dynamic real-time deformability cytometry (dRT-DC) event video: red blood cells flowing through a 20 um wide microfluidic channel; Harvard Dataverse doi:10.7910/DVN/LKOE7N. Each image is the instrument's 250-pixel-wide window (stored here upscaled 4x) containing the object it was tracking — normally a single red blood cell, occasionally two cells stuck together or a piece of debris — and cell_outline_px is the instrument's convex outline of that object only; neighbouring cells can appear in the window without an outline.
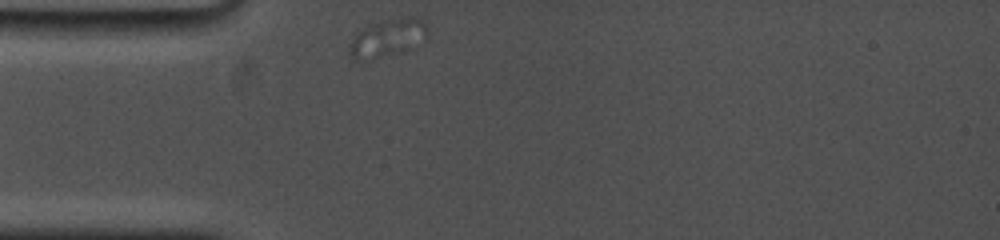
{"species": "common noctule bat (a hibernating species)", "species_latin": "Nyctalus noctula", "temperature_condition": "cold", "stored_images_in_passage": 66, "camera_frame_rate_fps": 5000, "um_per_image_px": 0.085, "animal": {"sex": "female", "body_mass_g": 19.0, "forearm_length_mm": 53.3}, "frame": {"image": 1, "passage_image": 1, "time_ms": 0.0, "image_size_px": [1000, 240], "cell_outline_px": [[428, 36], [404, 52], [368, 60], [352, 60], [348, 52], [348, 48], [352, 40], [368, 24], [384, 20], [408, 16], [412, 16], [428, 20]], "centroid_in_image_um": [32.99, 3.21], "position_along_channel_um": 52.0, "area_um2": 17.57}}
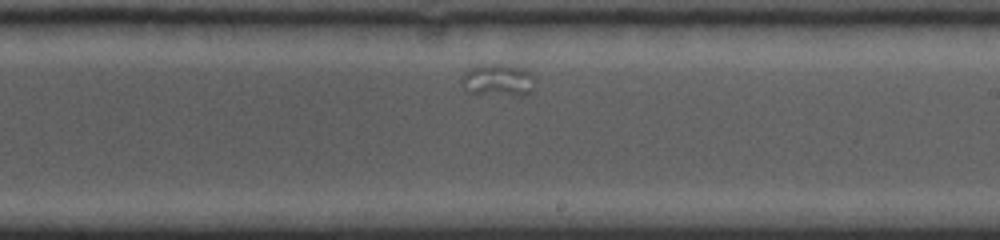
{"frame": {"image": 2, "passage_image": 38, "time_ms": 8.6, "image_size_px": [1000, 240], "cell_outline_px": [[532, 92], [524, 96], [472, 96], [464, 92], [460, 84], [460, 76], [464, 72], [472, 68], [516, 68], [528, 72], [532, 76]], "centroid_in_image_um": [42.2, 6.98], "position_along_channel_um": 246.8, "area_um2": 13.47}}
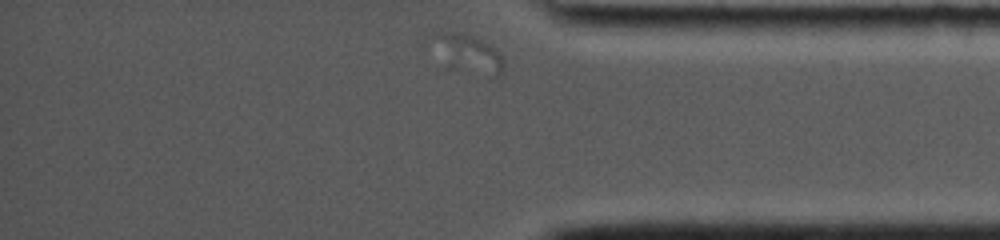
{"frame": {"image": 3, "passage_image": 66, "time_ms": 14.8, "image_size_px": [1000, 240], "cell_outline_px": [[504, 72], [500, 80], [492, 80], [432, 36], [436, 28], [456, 32], [468, 36], [488, 44], [504, 60]], "centroid_in_image_um": [40.22, 4.47], "position_along_channel_um": 395.0, "area_um2": 11.96}}